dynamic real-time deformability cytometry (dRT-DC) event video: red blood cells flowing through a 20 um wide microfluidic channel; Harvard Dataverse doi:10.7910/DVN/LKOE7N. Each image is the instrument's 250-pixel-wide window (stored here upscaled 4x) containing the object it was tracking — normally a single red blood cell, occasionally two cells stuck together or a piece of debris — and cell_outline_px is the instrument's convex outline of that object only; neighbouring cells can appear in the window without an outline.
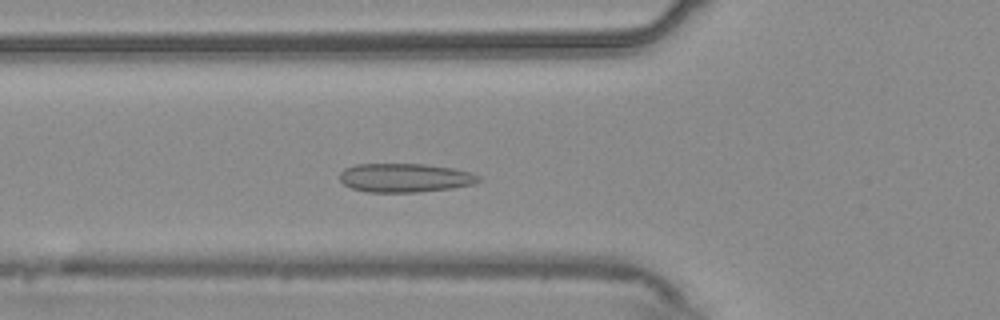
{"species": "common noctule bat (a hibernating species)", "species_latin": "Nyctalus noctula", "temperature_condition": "warm", "stored_images_in_passage": 44, "camera_frame_rate_fps": 3000, "um_per_image_px": 0.085, "animal": {"sex": "male", "body_mass_g": 20.4}, "frame": {"image": 1, "passage_image": 16, "time_ms": 5.0, "image_size_px": [1000, 320], "cell_outline_px": [[484, 180], [472, 184], [452, 188], [416, 192], [368, 192], [352, 188], [344, 184], [340, 180], [340, 172], [344, 168], [356, 164], [424, 164], [452, 168], [472, 172], [480, 176]], "centroid_in_image_um": [34.44, 15.11], "position_along_channel_um": 91.4, "area_um2": 23.41}}
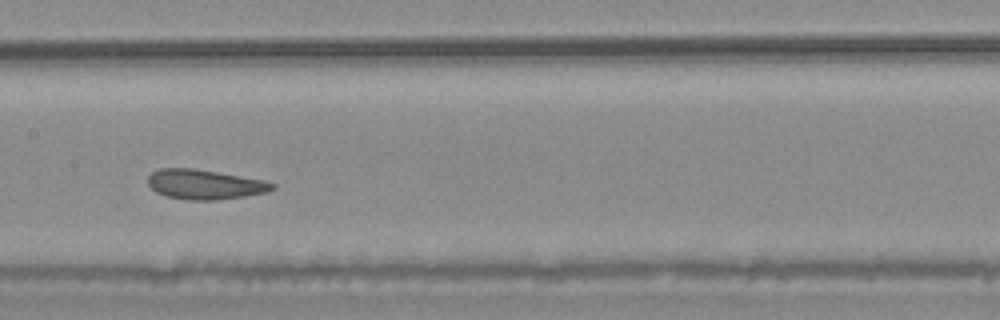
{"frame": {"image": 2, "passage_image": 24, "time_ms": 7.667, "image_size_px": [1000, 320], "cell_outline_px": [[276, 188], [268, 192], [220, 200], [188, 200], [168, 196], [156, 192], [148, 184], [148, 176], [152, 172], [160, 168], [192, 168], [264, 180], [276, 184]], "centroid_in_image_um": [17.42, 15.68], "position_along_channel_um": 190.0, "area_um2": 21.5}}
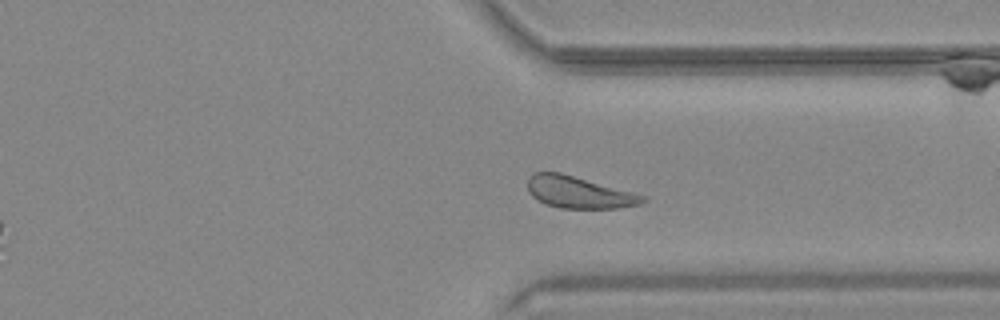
{"frame": {"image": 3, "passage_image": 38, "time_ms": 12.333, "image_size_px": [1000, 320], "cell_outline_px": [[648, 200], [640, 204], [616, 208], [560, 208], [544, 204], [532, 196], [528, 192], [528, 176], [532, 172], [560, 172], [648, 196]], "centroid_in_image_um": [49.2, 16.34], "position_along_channel_um": 362.2, "area_um2": 21.5}, "authors_computed_cell_mechanics": {"area_um2": 22.3397, "velocity_mm_per_s": 3.6794, "shape_relaxation_time_tau1_ms": 8.4385, "shape_relaxation_time_tau2_ms": 2.7319, "deformation_change_tau1": 0.1265, "deformation_change_tau2": 0.0819}}